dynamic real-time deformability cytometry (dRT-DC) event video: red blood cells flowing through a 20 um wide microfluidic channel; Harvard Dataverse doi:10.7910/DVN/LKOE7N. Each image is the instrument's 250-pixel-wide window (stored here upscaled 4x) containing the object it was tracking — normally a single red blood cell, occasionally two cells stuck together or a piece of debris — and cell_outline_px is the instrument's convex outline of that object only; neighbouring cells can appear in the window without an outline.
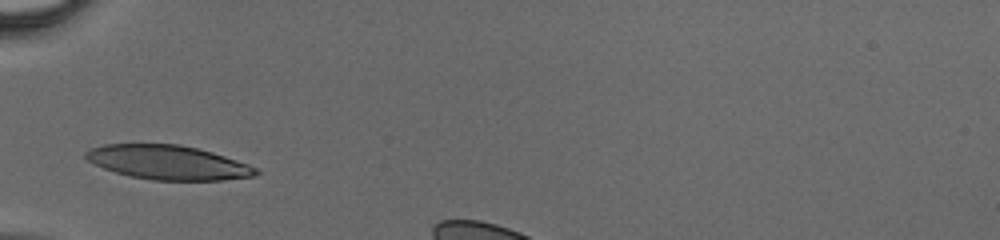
{"species": "human", "species_latin": "Homo sapiens", "temperature_condition": "cold", "stored_images_in_passage": 24, "camera_frame_rate_fps": 3000, "um_per_image_px": 0.085, "donor": {"sex": "male"}, "frame": {"image": 1, "passage_image": 1, "time_ms": 0.0, "image_size_px": [1000, 240], "cell_outline_px": [[260, 172], [256, 176], [224, 180], [152, 180], [132, 176], [116, 172], [104, 168], [88, 160], [84, 156], [84, 152], [92, 148], [104, 144], [180, 144], [212, 152], [248, 164], [256, 168]], "centroid_in_image_um": [14.3, 13.81], "position_along_channel_um": 70.7, "area_um2": 33.7}}
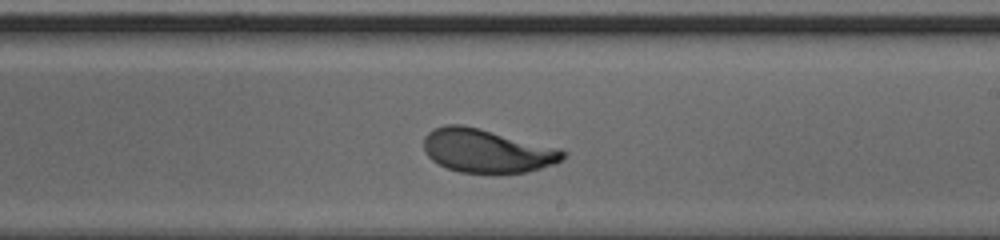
{"frame": {"image": 2, "passage_image": 13, "time_ms": 4.0, "image_size_px": [1000, 240], "cell_outline_px": [[568, 152], [556, 164], [524, 172], [460, 172], [448, 168], [432, 160], [424, 152], [424, 136], [428, 132], [436, 128], [448, 124], [460, 124], [480, 128], [560, 148]], "centroid_in_image_um": [41.39, 12.8], "position_along_channel_um": 247.6, "area_um2": 35.08}}
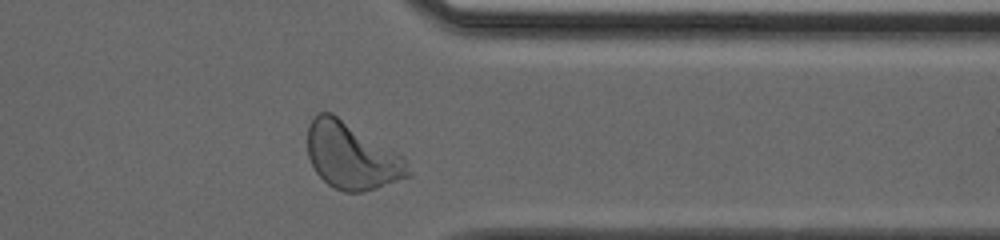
{"frame": {"image": 3, "passage_image": 22, "time_ms": 7.0, "image_size_px": [1000, 240], "cell_outline_px": [[412, 176], [376, 188], [360, 192], [344, 192], [328, 184], [316, 172], [308, 156], [308, 124], [320, 112], [332, 112], [404, 156], [412, 172]], "centroid_in_image_um": [29.92, 13.25], "position_along_channel_um": 381.5, "area_um2": 39.02}}